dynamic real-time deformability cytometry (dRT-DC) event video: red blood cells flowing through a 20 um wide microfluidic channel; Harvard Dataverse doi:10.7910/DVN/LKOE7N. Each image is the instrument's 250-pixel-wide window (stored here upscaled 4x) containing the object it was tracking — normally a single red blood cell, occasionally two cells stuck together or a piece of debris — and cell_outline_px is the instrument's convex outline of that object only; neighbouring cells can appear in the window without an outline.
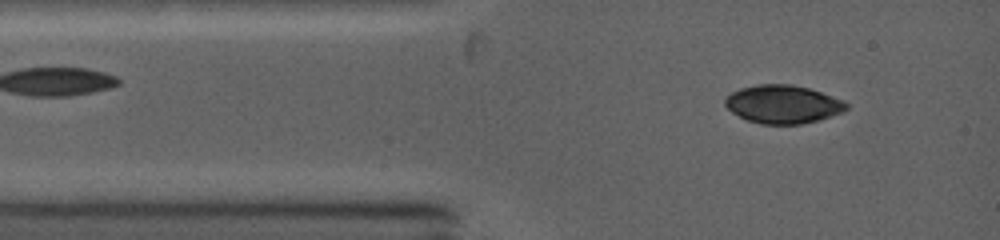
{"species": "common noctule bat (a hibernating species)", "species_latin": "Nyctalus noctula", "temperature_condition": "warm", "stored_images_in_passage": 26, "camera_frame_rate_fps": 5000, "um_per_image_px": 0.085, "animal": {"sex": "female", "body_mass_g": 19.0, "forearm_length_mm": 53.3}, "frame": {"image": 1, "passage_image": 2, "time_ms": 0.8, "image_size_px": [1000, 240], "cell_outline_px": [[848, 108], [844, 112], [816, 120], [800, 124], [760, 124], [748, 120], [732, 112], [724, 104], [724, 100], [732, 92], [740, 88], [756, 84], [792, 84], [808, 88], [844, 100], [848, 104]], "centroid_in_image_um": [66.55, 8.85], "position_along_channel_um": 18.5, "area_um2": 26.93}}
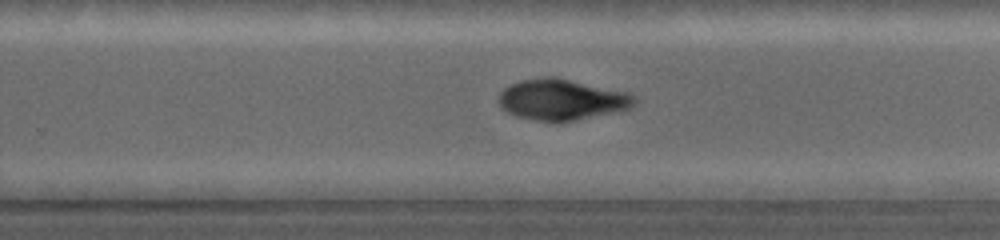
{"frame": {"image": 2, "passage_image": 15, "time_ms": 7.6, "image_size_px": [1000, 240], "cell_outline_px": [[640, 100], [632, 108], [616, 112], [576, 120], [536, 120], [516, 116], [500, 108], [500, 92], [504, 88], [520, 80], [568, 80], [628, 92], [636, 96]], "centroid_in_image_um": [47.83, 8.51], "position_along_channel_um": 282.0, "area_um2": 31.33}}
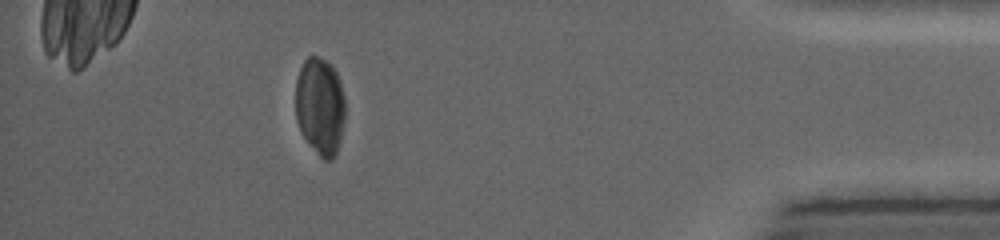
{"frame": {"image": 3, "passage_image": 24, "time_ms": 11.8, "image_size_px": [1000, 240], "cell_outline_px": [[344, 120], [340, 144], [332, 160], [324, 160], [320, 156], [300, 132], [296, 120], [296, 80], [300, 68], [304, 60], [308, 56], [316, 56], [328, 60], [332, 64], [336, 72], [344, 96]], "centroid_in_image_um": [27.2, 9.01], "position_along_channel_um": 408.0, "area_um2": 28.32}}